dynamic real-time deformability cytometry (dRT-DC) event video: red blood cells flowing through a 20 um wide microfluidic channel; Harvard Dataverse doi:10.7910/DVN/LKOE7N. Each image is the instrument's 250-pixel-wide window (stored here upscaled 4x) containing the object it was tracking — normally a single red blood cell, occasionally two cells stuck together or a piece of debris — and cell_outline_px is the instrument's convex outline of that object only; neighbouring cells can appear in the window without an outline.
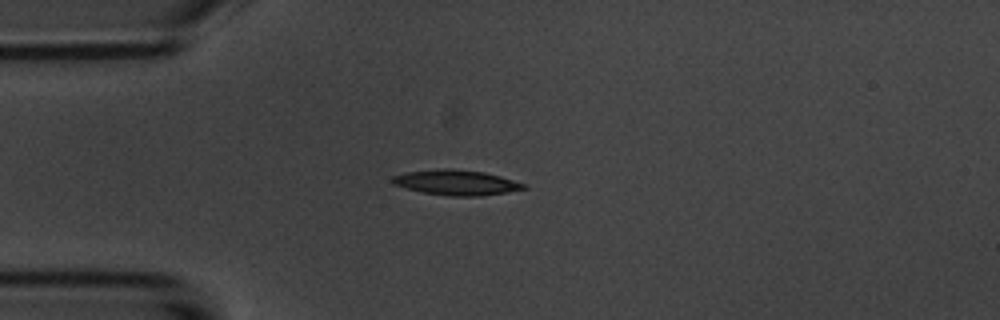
{"species": "common noctule bat (a hibernating species)", "species_latin": "Nyctalus noctula", "temperature_condition": "room temperature", "stored_images_in_passage": 4, "camera_frame_rate_fps": 3000, "um_per_image_px": 0.085, "animal": {"sex": "male", "body_mass_g": 20.1, "forearm_length_mm": 53.5}, "frame": {"image": 1, "passage_image": 1, "time_ms": 0.0, "image_size_px": [1000, 320], "cell_outline_px": [[528, 188], [508, 192], [480, 196], [448, 196], [424, 192], [392, 184], [392, 176], [404, 172], [440, 168], [452, 168], [484, 172], [500, 176], [528, 184]], "centroid_in_image_um": [38.82, 15.5], "position_along_channel_um": 46.2, "area_um2": 19.42}}
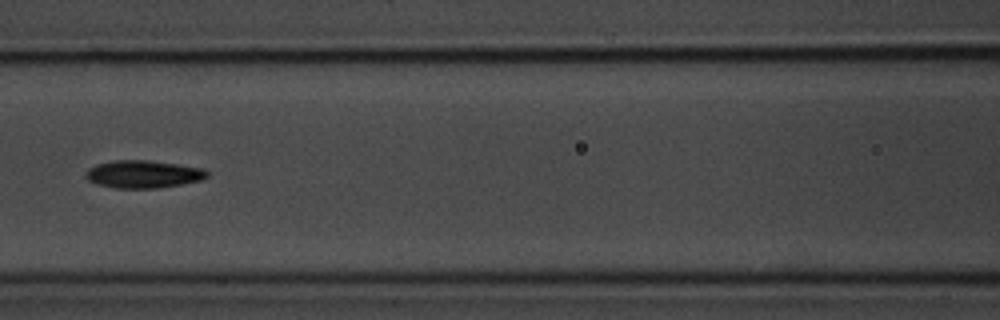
{"frame": {"image": 2, "passage_image": 4, "time_ms": 3.333, "image_size_px": [1000, 320], "cell_outline_px": [[208, 176], [200, 180], [180, 184], [156, 188], [116, 188], [96, 184], [88, 180], [84, 176], [88, 168], [96, 164], [112, 160], [148, 160], [204, 168], [208, 172]], "centroid_in_image_um": [12.13, 14.8], "position_along_channel_um": 154.5, "area_um2": 19.54}}